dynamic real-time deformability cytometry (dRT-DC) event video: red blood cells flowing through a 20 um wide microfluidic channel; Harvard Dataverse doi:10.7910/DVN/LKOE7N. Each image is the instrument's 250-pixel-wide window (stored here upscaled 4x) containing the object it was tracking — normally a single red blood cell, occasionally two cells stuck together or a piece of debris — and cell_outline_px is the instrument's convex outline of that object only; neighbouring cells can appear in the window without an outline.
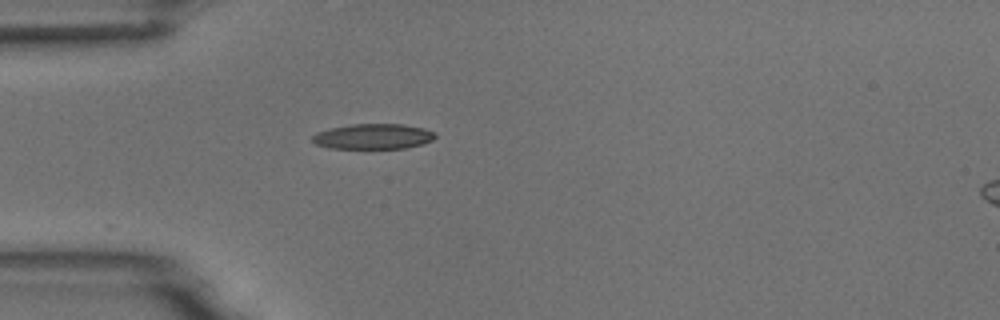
{"species": "common noctule bat (a hibernating species)", "species_latin": "Nyctalus noctula", "temperature_condition": "room temperature", "stored_images_in_passage": 2, "camera_frame_rate_fps": 3000, "um_per_image_px": 0.085, "animal": {"sex": "male", "body_mass_g": 18.8}, "frame": {"image": 1, "passage_image": 1, "time_ms": 0.0, "image_size_px": [1000, 320], "cell_outline_px": [[436, 136], [432, 140], [424, 144], [404, 148], [328, 148], [316, 144], [312, 140], [312, 136], [316, 132], [332, 128], [352, 124], [400, 124], [424, 128], [436, 132]], "centroid_in_image_um": [31.74, 11.6], "position_along_channel_um": 53.3, "area_um2": 18.09}}